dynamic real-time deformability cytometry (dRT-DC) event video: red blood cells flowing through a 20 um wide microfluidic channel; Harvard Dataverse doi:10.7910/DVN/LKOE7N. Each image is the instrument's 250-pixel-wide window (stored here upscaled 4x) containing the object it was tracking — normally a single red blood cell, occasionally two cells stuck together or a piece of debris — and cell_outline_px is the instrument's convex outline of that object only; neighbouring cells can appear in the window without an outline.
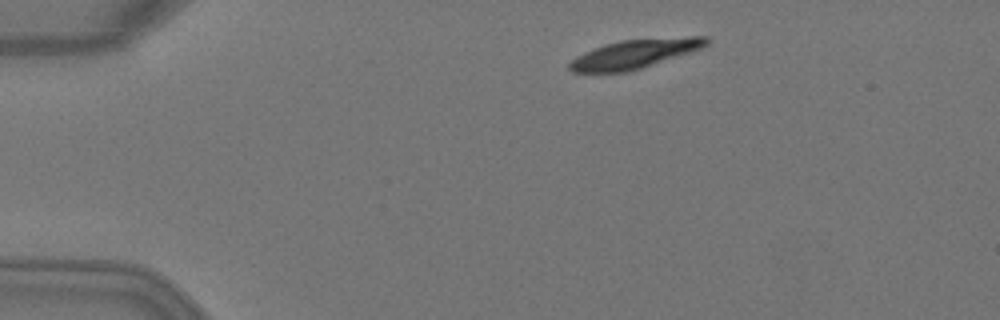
{"species": "Egyptian fruit bat (a non-hibernating species)", "species_latin": "Rousettus aegyptiacus", "temperature_condition": "warm", "stored_images_in_passage": 5, "camera_frame_rate_fps": 3000, "um_per_image_px": 0.085, "animal": {"sex": "female"}, "frame": {"image": 1, "passage_image": 1, "time_ms": 0.0, "image_size_px": [1000, 320], "cell_outline_px": [[708, 44], [700, 48], [628, 72], [572, 72], [568, 68], [568, 64], [576, 56], [584, 52], [604, 44], [620, 40], [692, 36], [708, 36]], "centroid_in_image_um": [53.89, 4.57], "position_along_channel_um": 31.1, "area_um2": 22.72}}
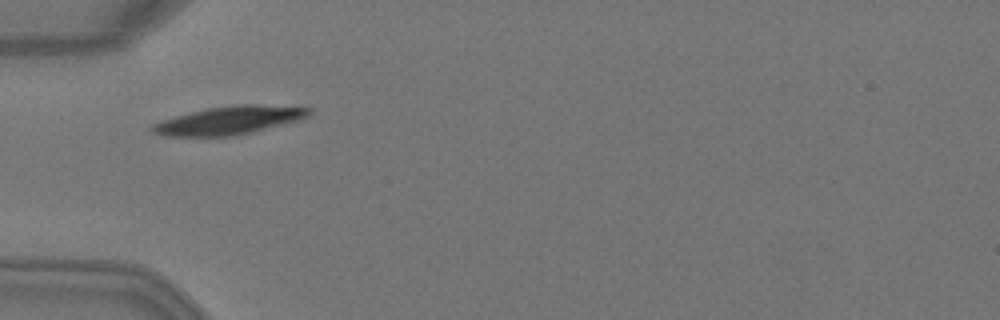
{"frame": {"image": 2, "passage_image": 3, "time_ms": 0.667, "image_size_px": [1000, 320], "cell_outline_px": [[312, 112], [308, 116], [300, 120], [252, 132], [232, 136], [160, 136], [152, 132], [148, 128], [152, 124], [160, 120], [208, 108], [240, 104], [256, 104], [312, 108]], "centroid_in_image_um": [19.46, 10.23], "position_along_channel_um": 65.5, "area_um2": 25.78}}